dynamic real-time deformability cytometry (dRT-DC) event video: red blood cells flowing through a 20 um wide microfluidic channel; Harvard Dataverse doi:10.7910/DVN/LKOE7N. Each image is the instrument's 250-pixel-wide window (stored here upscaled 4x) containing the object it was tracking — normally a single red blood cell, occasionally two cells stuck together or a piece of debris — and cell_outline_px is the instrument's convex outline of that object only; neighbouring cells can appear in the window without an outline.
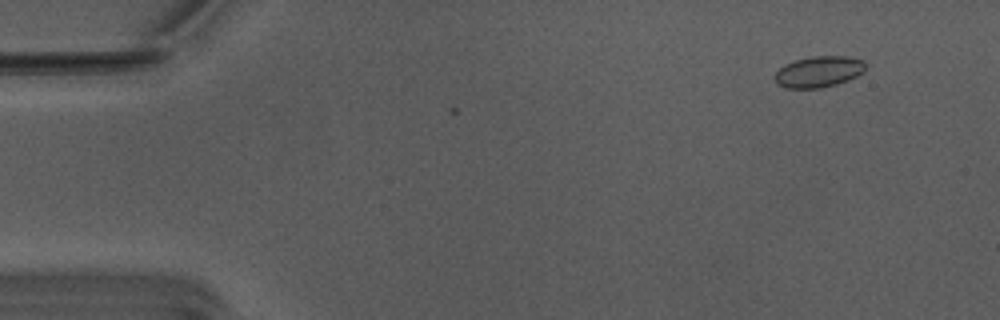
{"species": "Egyptian fruit bat (a non-hibernating species)", "species_latin": "Rousettus aegyptiacus", "temperature_condition": "warm", "stored_images_in_passage": 3, "camera_frame_rate_fps": 3000, "um_per_image_px": 0.085, "animal": {"sex": "male"}, "frame": {"image": 1, "passage_image": 3, "time_ms": 0.667, "image_size_px": [1000, 320], "cell_outline_px": [[864, 72], [848, 80], [836, 84], [820, 88], [784, 88], [776, 84], [776, 72], [784, 64], [796, 60], [812, 56], [848, 56], [864, 60]], "centroid_in_image_um": [69.59, 6.09], "position_along_channel_um": 15.4, "area_um2": 16.42}}